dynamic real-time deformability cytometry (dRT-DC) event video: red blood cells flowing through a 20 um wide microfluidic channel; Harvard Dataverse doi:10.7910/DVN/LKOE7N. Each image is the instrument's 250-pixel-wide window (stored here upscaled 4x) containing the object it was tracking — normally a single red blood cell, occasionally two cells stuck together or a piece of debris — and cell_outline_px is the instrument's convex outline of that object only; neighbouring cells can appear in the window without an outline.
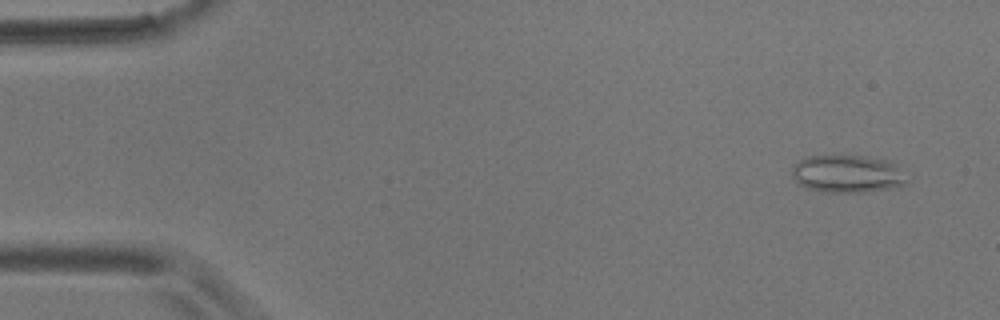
{"species": "common noctule bat (a hibernating species)", "species_latin": "Nyctalus noctula", "temperature_condition": "room temperature", "stored_images_in_passage": 10, "camera_frame_rate_fps": 3000, "um_per_image_px": 0.085, "animal": {"sex": "male", "body_mass_g": 17.9}, "frame": {"image": 1, "passage_image": 1, "time_ms": 0.0, "image_size_px": [1000, 320], "cell_outline_px": [[912, 180], [908, 184], [896, 188], [864, 192], [824, 192], [808, 188], [800, 184], [792, 176], [792, 168], [800, 160], [808, 156], [864, 156], [884, 160], [892, 164]], "centroid_in_image_um": [72.08, 14.8], "position_along_channel_um": 12.9, "area_um2": 25.14}}
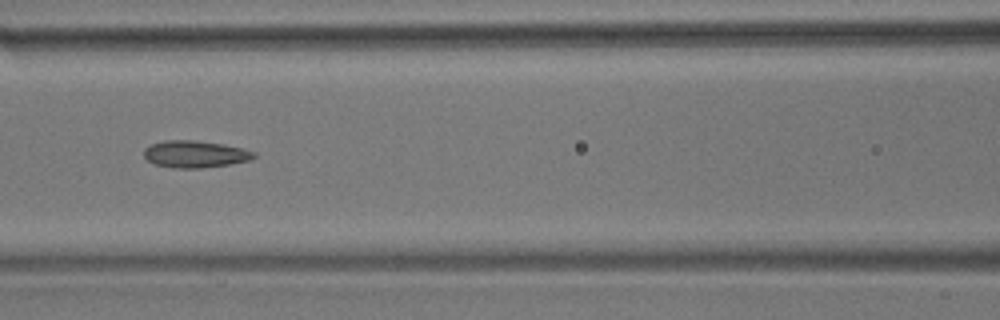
{"frame": {"image": 2, "passage_image": 7, "time_ms": 7.0, "image_size_px": [1000, 320], "cell_outline_px": [[256, 156], [248, 160], [228, 164], [200, 168], [172, 168], [152, 164], [144, 156], [144, 148], [152, 144], [164, 140], [192, 140], [224, 144], [256, 152]], "centroid_in_image_um": [16.53, 13.1], "position_along_channel_um": 150.1, "area_um2": 17.22}}
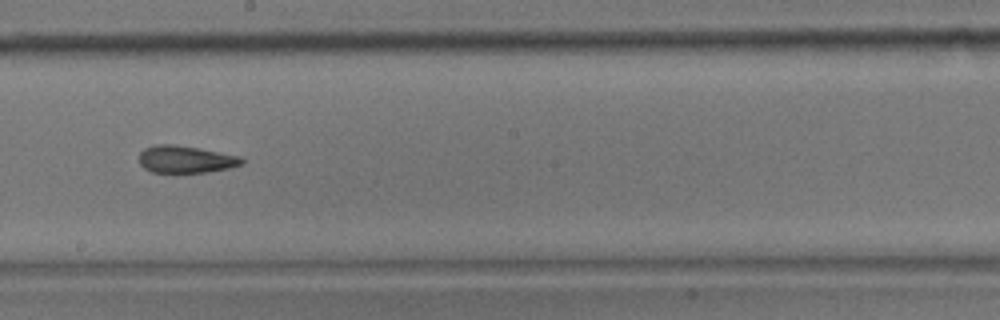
{"frame": {"image": 3, "passage_image": 9, "time_ms": 9.333, "image_size_px": [1000, 320], "cell_outline_px": [[244, 164], [228, 168], [208, 172], [152, 172], [144, 168], [140, 164], [140, 152], [144, 148], [156, 144], [172, 144], [196, 148], [240, 156], [244, 160]], "centroid_in_image_um": [15.77, 13.54], "position_along_channel_um": 232.4, "area_um2": 16.13}}